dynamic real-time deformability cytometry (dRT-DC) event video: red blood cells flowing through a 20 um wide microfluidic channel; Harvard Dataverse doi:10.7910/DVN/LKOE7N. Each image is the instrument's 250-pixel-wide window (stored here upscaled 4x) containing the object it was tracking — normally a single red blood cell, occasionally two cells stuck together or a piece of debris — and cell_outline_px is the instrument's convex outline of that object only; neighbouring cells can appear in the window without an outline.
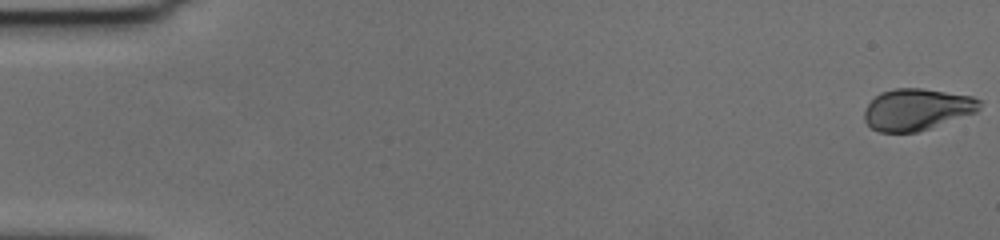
{"species": "human", "species_latin": "Homo sapiens", "temperature_condition": "cold", "stored_images_in_passage": 59, "camera_frame_rate_fps": 3000, "um_per_image_px": 0.085, "donor": {"sex": "female"}, "frame": {"image": 1, "passage_image": 1, "time_ms": 0.0, "image_size_px": [1000, 240], "cell_outline_px": [[984, 100], [980, 108], [976, 112], [916, 132], [880, 132], [872, 128], [864, 120], [864, 112], [868, 104], [880, 92], [896, 88], [920, 88], [972, 96]], "centroid_in_image_um": [77.94, 9.29], "position_along_channel_um": 7.1, "area_um2": 27.74}}
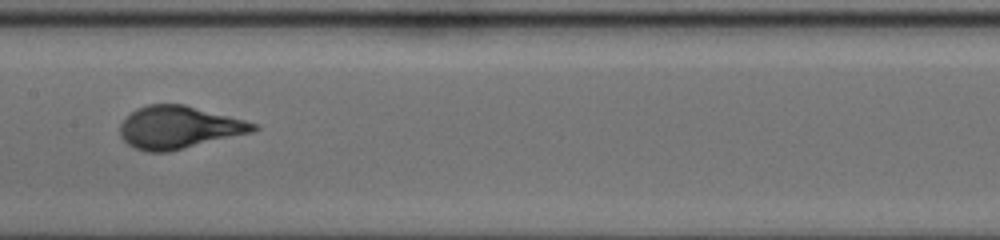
{"frame": {"image": 2, "passage_image": 31, "time_ms": 10.0, "image_size_px": [1000, 240], "cell_outline_px": [[260, 128], [252, 132], [168, 152], [148, 152], [136, 148], [128, 144], [120, 136], [120, 124], [136, 108], [148, 104], [184, 104], [244, 120], [256, 124]], "centroid_in_image_um": [15.18, 10.83], "position_along_channel_um": 192.2, "area_um2": 32.77}}
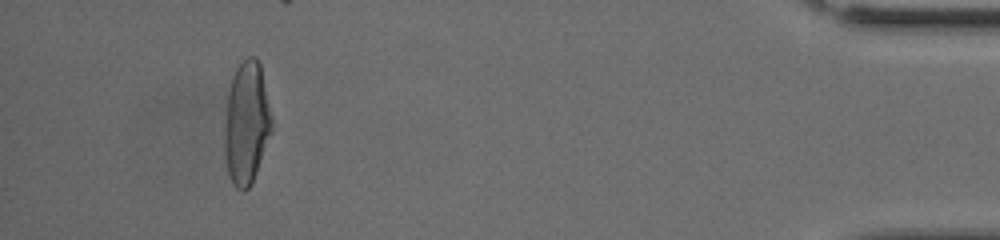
{"frame": {"image": 3, "passage_image": 55, "time_ms": 18.0, "image_size_px": [1000, 240], "cell_outline_px": [[272, 132], [252, 184], [244, 192], [236, 188], [228, 172], [224, 160], [224, 136], [228, 96], [232, 76], [236, 68], [248, 56], [256, 56], [260, 64], [272, 120]], "centroid_in_image_um": [20.96, 10.49], "position_along_channel_um": 414.2, "area_um2": 33.64}, "authors_computed_cell_mechanics": {"area_um2": 32.2524, "velocity_mm_per_s": 3.5815, "shape_relaxation_time_tau1_ms": 10.0099, "shape_relaxation_time_tau2_ms": null, "deformation_change_tau1": 0.356, "deformation_change_tau2": null}}